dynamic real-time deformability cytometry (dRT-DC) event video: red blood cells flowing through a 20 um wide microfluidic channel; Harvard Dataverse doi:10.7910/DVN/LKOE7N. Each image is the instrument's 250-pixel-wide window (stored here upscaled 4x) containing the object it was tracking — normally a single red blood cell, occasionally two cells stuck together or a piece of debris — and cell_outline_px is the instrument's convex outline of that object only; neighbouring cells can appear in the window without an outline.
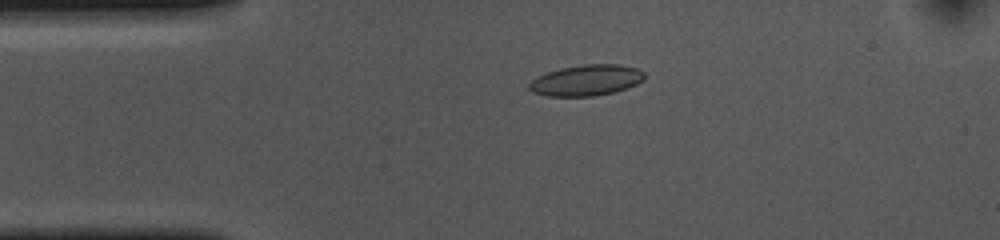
{"species": "common noctule bat (a hibernating species)", "species_latin": "Nyctalus noctula", "temperature_condition": "cold", "stored_images_in_passage": 54, "camera_frame_rate_fps": 3000, "um_per_image_px": 0.085, "animal": {"sex": "female", "body_mass_g": 10.0, "forearm_length_mm": 53.1}, "frame": {"image": 1, "passage_image": 11, "time_ms": 3.333, "image_size_px": [1000, 240], "cell_outline_px": [[644, 80], [628, 88], [616, 92], [596, 96], [548, 96], [532, 92], [528, 88], [528, 84], [536, 76], [560, 68], [584, 64], [620, 64], [636, 68], [644, 72]], "centroid_in_image_um": [49.84, 6.83], "position_along_channel_um": 35.2, "area_um2": 20.98}}
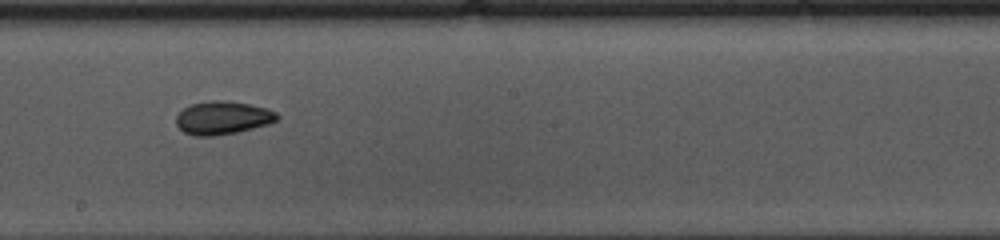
{"frame": {"image": 2, "passage_image": 29, "time_ms": 9.333, "image_size_px": [1000, 240], "cell_outline_px": [[280, 116], [276, 120], [268, 124], [236, 132], [216, 136], [196, 136], [184, 132], [176, 124], [176, 116], [184, 108], [192, 104], [212, 100], [224, 100], [248, 104], [268, 108], [276, 112]], "centroid_in_image_um": [18.93, 10.01], "position_along_channel_um": 229.3, "area_um2": 19.42}}
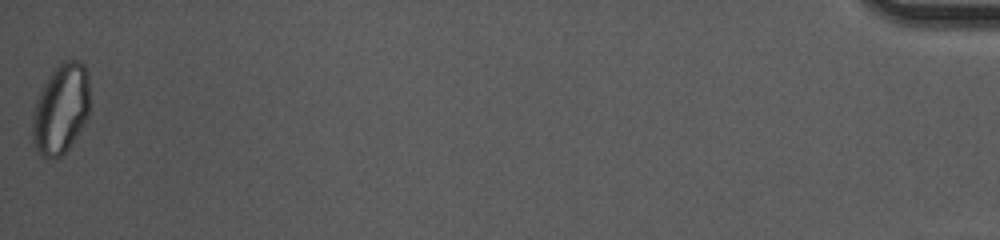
{"frame": {"image": 3, "passage_image": 54, "time_ms": 17.667, "image_size_px": [1000, 240], "cell_outline_px": [[88, 116], [76, 136], [68, 148], [60, 156], [40, 156], [36, 152], [32, 144], [32, 112], [36, 100], [44, 84], [60, 60], [76, 60], [84, 64], [88, 72]], "centroid_in_image_um": [5.14, 9.24], "position_along_channel_um": 430.1, "area_um2": 30.0}, "authors_computed_cell_mechanics": {"area_um2": 19.8832, "velocity_mm_per_s": 3.647, "shape_relaxation_time_tau1_ms": null, "shape_relaxation_time_tau2_ms": 4.1654, "deformation_change_tau1": null, "deformation_change_tau2": 0.057}}